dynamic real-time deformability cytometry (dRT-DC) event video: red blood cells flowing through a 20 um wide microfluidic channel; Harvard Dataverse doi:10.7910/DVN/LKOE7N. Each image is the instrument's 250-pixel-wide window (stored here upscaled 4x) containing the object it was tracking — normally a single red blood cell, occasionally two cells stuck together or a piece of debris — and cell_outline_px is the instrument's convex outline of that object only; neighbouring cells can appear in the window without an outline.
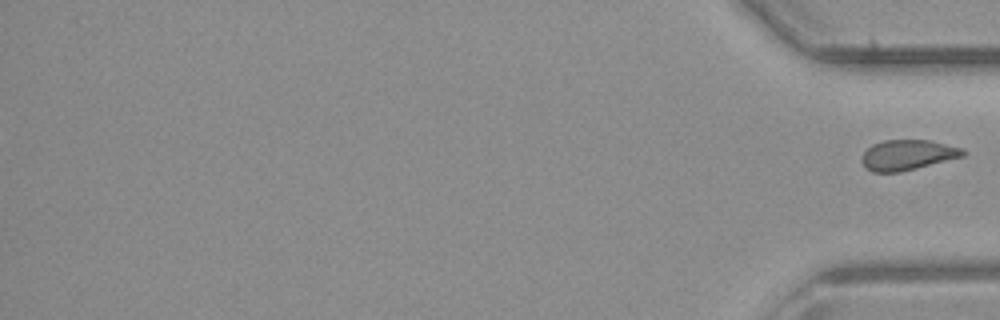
{"species": "common noctule bat (a hibernating species)", "species_latin": "Nyctalus noctula", "temperature_condition": "room temperature", "stored_images_in_passage": 32, "segment_of_instrument_passage": [2, 2], "camera_frame_rate_fps": 3000, "um_per_image_px": 0.085, "animal": {"sex": "male", "body_mass_g": 23.1, "forearm_length_mm": 52.7}, "frame": {"image": 1, "passage_image": 32, "time_ms": 10.333, "image_size_px": [1000, 320], "cell_outline_px": [[968, 152], [964, 156], [900, 172], [872, 172], [864, 168], [860, 160], [864, 152], [872, 144], [884, 140], [928, 140], [964, 148]], "centroid_in_image_um": [77.13, 13.17], "position_along_channel_um": 358.1, "area_um2": 17.98}}